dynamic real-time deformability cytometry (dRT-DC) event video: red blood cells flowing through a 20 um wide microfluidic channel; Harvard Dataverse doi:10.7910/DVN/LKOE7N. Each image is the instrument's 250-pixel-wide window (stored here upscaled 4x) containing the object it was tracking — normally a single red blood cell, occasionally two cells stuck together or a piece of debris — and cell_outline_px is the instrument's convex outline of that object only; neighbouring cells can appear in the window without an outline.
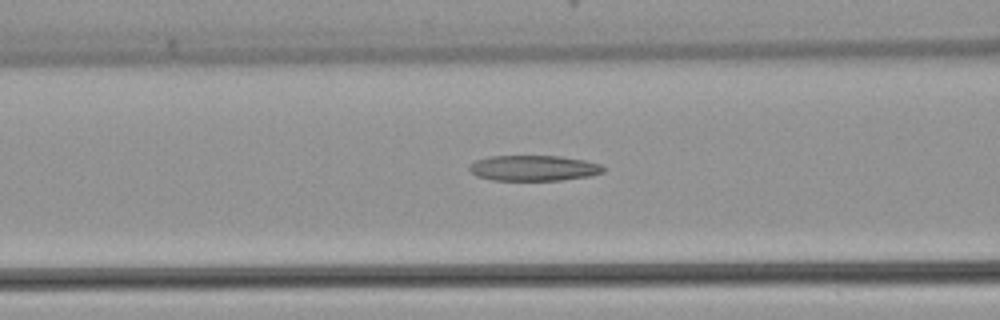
{"species": "common noctule bat (a hibernating species)", "species_latin": "Nyctalus noctula", "temperature_condition": "warm", "stored_images_in_passage": 28, "camera_frame_rate_fps": 3000, "um_per_image_px": 0.085, "animal": {"sex": "female", "body_mass_g": 22.7, "forearm_length_mm": 54.2}, "frame": {"image": 1, "passage_image": 9, "time_ms": 2.667, "image_size_px": [1000, 320], "cell_outline_px": [[604, 172], [588, 176], [560, 180], [492, 180], [476, 176], [468, 168], [476, 160], [488, 156], [560, 156], [584, 160], [600, 164], [604, 168]], "centroid_in_image_um": [45.35, 14.28], "position_along_channel_um": 121.3, "area_um2": 19.83}}
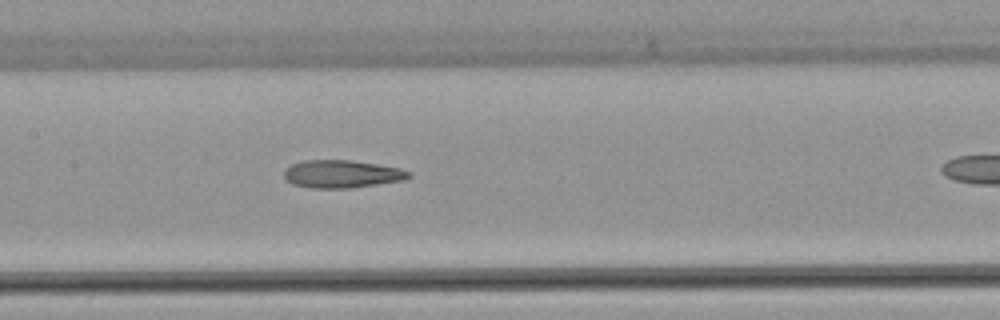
{"frame": {"image": 2, "passage_image": 13, "time_ms": 4.0, "image_size_px": [1000, 320], "cell_outline_px": [[412, 176], [404, 180], [348, 188], [312, 188], [292, 184], [284, 176], [284, 168], [292, 164], [304, 160], [352, 160], [400, 168], [412, 172]], "centroid_in_image_um": [29.06, 14.78], "position_along_channel_um": 178.3, "area_um2": 20.17}}